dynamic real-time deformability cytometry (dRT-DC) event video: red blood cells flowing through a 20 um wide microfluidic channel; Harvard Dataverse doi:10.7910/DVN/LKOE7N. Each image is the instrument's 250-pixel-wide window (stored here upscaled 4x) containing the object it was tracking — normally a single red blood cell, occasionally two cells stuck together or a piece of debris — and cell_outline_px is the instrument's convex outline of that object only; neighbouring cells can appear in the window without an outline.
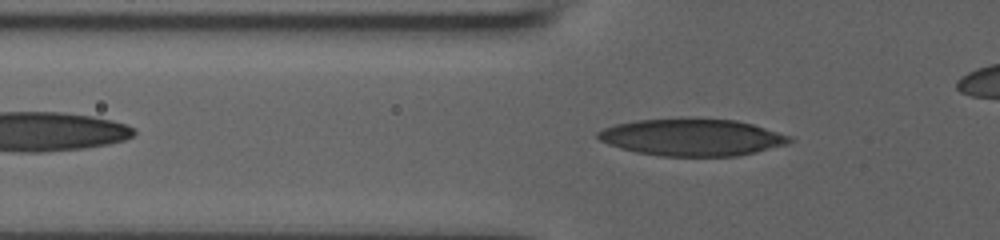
{"species": "human", "species_latin": "Homo sapiens", "temperature_condition": "room temperature", "stored_images_in_passage": 12, "camera_frame_rate_fps": 3000, "um_per_image_px": 0.085, "donor": {"sex": "male"}, "frame": {"image": 1, "passage_image": 4, "time_ms": 1.0, "image_size_px": [1000, 240], "cell_outline_px": [[796, 140], [788, 144], [756, 152], [736, 156], [660, 156], [636, 152], [620, 148], [608, 144], [600, 140], [596, 136], [596, 132], [604, 128], [616, 124], [636, 120], [736, 120], [752, 124], [792, 136]], "centroid_in_image_um": [58.85, 11.7], "position_along_channel_um": 66.9, "area_um2": 40.81}}
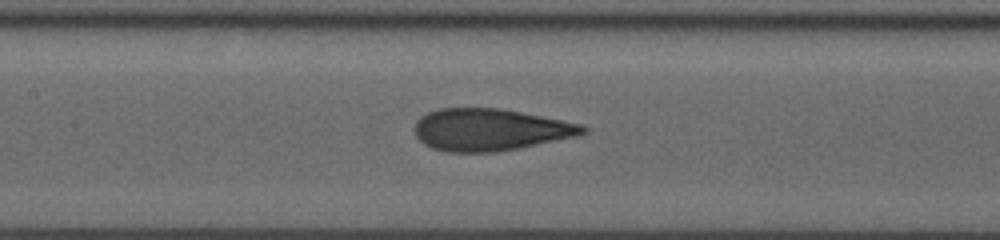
{"frame": {"image": 2, "passage_image": 9, "time_ms": 2.667, "image_size_px": [1000, 240], "cell_outline_px": [[588, 132], [580, 136], [496, 152], [448, 152], [432, 148], [424, 144], [416, 136], [416, 120], [420, 116], [436, 108], [500, 108], [580, 124], [588, 128]], "centroid_in_image_um": [41.65, 11.02], "position_along_channel_um": 165.8, "area_um2": 41.1}}
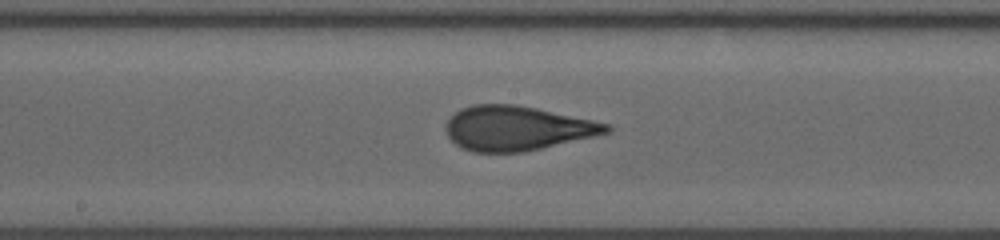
{"frame": {"image": 3, "passage_image": 11, "time_ms": 3.333, "image_size_px": [1000, 240], "cell_outline_px": [[612, 132], [596, 136], [540, 148], [520, 152], [472, 152], [460, 148], [448, 136], [444, 128], [448, 120], [460, 108], [472, 104], [516, 104], [536, 108], [612, 124]], "centroid_in_image_um": [43.95, 10.89], "position_along_channel_um": 204.2, "area_um2": 41.73}}